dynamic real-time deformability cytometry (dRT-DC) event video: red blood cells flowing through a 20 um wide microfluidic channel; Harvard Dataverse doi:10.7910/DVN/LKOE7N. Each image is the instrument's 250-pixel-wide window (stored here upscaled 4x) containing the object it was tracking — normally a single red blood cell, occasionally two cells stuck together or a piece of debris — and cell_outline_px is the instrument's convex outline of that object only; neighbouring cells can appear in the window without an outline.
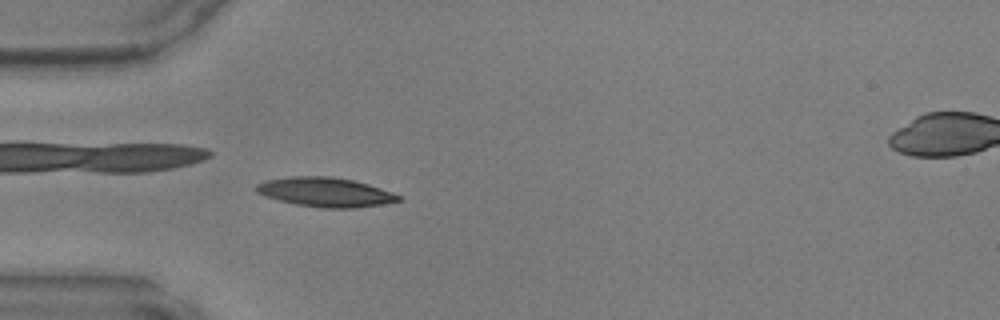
{"species": "common noctule bat (a hibernating species)", "species_latin": "Nyctalus noctula", "temperature_condition": "warm", "stored_images_in_passage": 47, "camera_frame_rate_fps": 3000, "um_per_image_px": 0.085, "animal": {"sex": "male", "body_mass_g": 17.9, "forearm_length_mm": 54.2}, "frame": {"image": 1, "passage_image": 14, "time_ms": 4.333, "image_size_px": [1000, 320], "cell_outline_px": [[400, 200], [380, 204], [356, 208], [320, 208], [296, 204], [264, 196], [256, 192], [256, 184], [268, 180], [292, 176], [332, 176], [352, 180], [368, 184], [392, 192], [400, 196]], "centroid_in_image_um": [27.63, 16.33], "position_along_channel_um": 57.4, "area_um2": 24.1}}
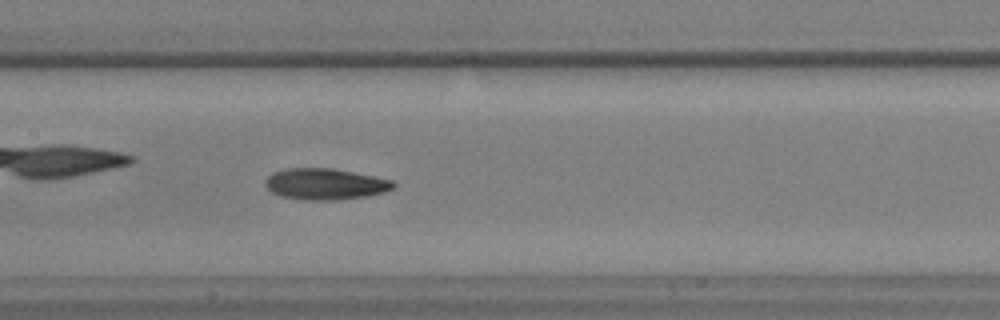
{"frame": {"image": 2, "passage_image": 23, "time_ms": 7.333, "image_size_px": [1000, 320], "cell_outline_px": [[396, 184], [392, 188], [384, 192], [368, 196], [336, 200], [304, 200], [280, 196], [272, 192], [264, 184], [264, 180], [272, 172], [288, 168], [332, 168], [392, 180]], "centroid_in_image_um": [27.6, 15.65], "position_along_channel_um": 179.8, "area_um2": 23.29}}
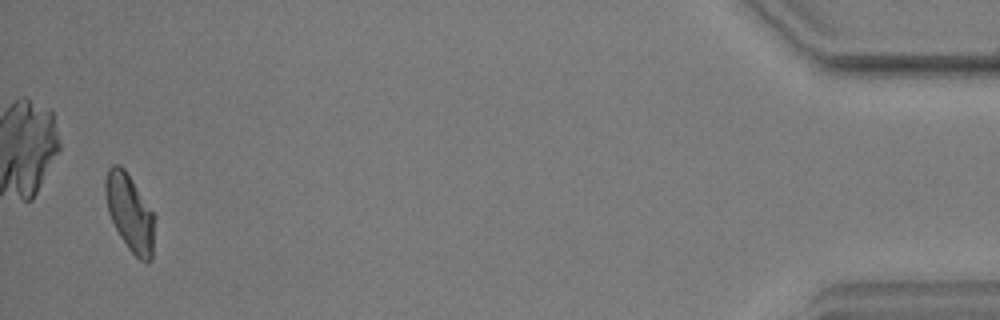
{"frame": {"image": 3, "passage_image": 46, "time_ms": 15.0, "image_size_px": [1000, 320], "cell_outline_px": [[156, 216], [152, 260], [140, 260], [128, 248], [120, 236], [108, 212], [104, 192], [104, 184], [108, 168], [112, 164], [120, 164], [124, 168]], "centroid_in_image_um": [11.04, 18.06], "position_along_channel_um": 424.2, "area_um2": 22.14}}